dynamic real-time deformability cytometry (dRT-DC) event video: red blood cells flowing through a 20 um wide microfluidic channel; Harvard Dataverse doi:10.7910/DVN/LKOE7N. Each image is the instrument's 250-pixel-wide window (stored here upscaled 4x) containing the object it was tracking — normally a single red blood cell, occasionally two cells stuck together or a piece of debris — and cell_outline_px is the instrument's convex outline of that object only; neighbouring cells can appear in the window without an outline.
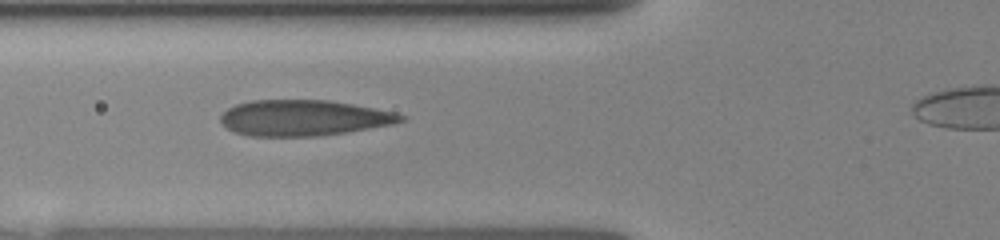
{"species": "human", "species_latin": "Homo sapiens", "temperature_condition": "room temperature", "stored_images_in_passage": 23, "camera_frame_rate_fps": 3000, "um_per_image_px": 0.085, "donor": {"sex": "female"}, "frame": {"image": 1, "passage_image": 3, "time_ms": 2.0, "image_size_px": [1000, 240], "cell_outline_px": [[408, 120], [392, 124], [344, 132], [316, 136], [248, 136], [236, 132], [228, 128], [220, 120], [220, 116], [228, 108], [236, 104], [252, 100], [328, 100], [352, 104], [396, 112], [408, 116]], "centroid_in_image_um": [25.84, 10.01], "position_along_channel_um": 100.0, "area_um2": 37.51}}
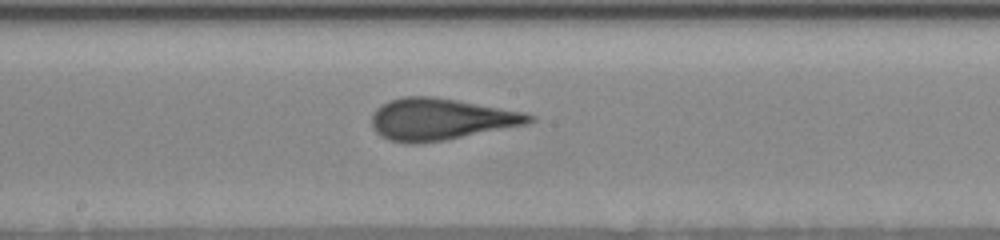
{"frame": {"image": 2, "passage_image": 7, "time_ms": 4.667, "image_size_px": [1000, 240], "cell_outline_px": [[536, 120], [528, 124], [444, 140], [420, 144], [408, 144], [388, 140], [380, 136], [372, 128], [372, 116], [376, 108], [388, 100], [404, 96], [432, 96], [456, 100], [524, 112], [536, 116]], "centroid_in_image_um": [37.43, 10.14], "position_along_channel_um": 210.8, "area_um2": 38.44}}
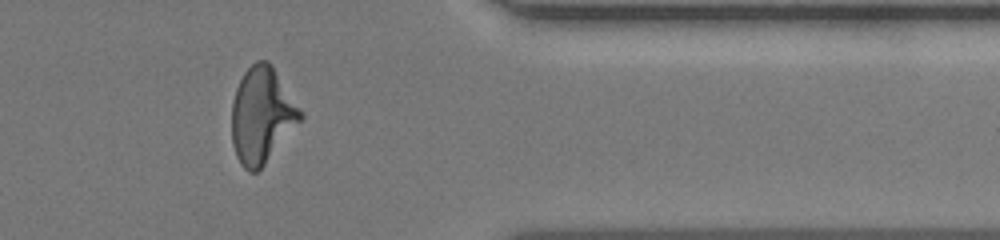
{"frame": {"image": 3, "passage_image": 19, "time_ms": 9.333, "image_size_px": [1000, 240], "cell_outline_px": [[304, 116], [264, 164], [256, 172], [248, 172], [240, 164], [236, 156], [232, 144], [232, 100], [236, 88], [244, 72], [256, 60], [268, 60], [272, 64], [304, 112]], "centroid_in_image_um": [22.26, 9.77], "position_along_channel_um": 389.1, "area_um2": 38.38}}